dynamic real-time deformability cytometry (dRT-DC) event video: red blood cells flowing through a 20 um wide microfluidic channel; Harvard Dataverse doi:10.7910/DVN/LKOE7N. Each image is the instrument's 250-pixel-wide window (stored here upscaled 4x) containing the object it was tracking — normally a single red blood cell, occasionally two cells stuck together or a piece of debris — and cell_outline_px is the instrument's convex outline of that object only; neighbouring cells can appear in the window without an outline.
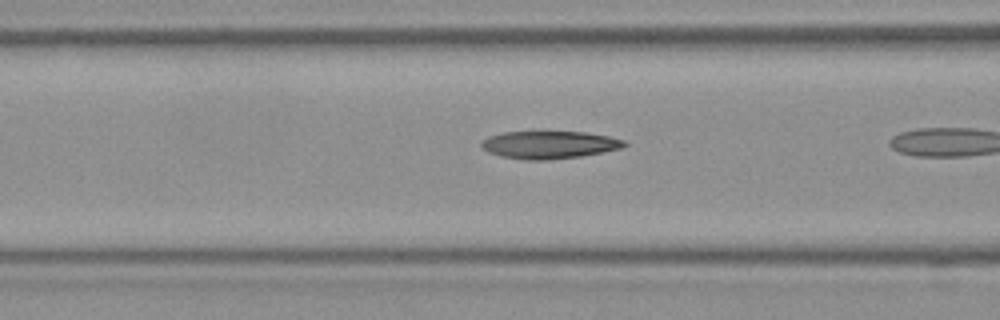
{"species": "Egyptian fruit bat (a non-hibernating species)", "species_latin": "Rousettus aegyptiacus", "temperature_condition": "room temperature", "stored_images_in_passage": 8, "camera_frame_rate_fps": 3000, "um_per_image_px": 0.085, "frame": {"image": 1, "passage_image": 6, "time_ms": 1.667, "image_size_px": [1000, 320], "cell_outline_px": [[628, 144], [620, 148], [580, 156], [548, 160], [524, 160], [500, 156], [488, 152], [480, 144], [488, 136], [504, 132], [584, 132], [608, 136], [624, 140]], "centroid_in_image_um": [46.66, 12.31], "position_along_channel_um": 119.9, "area_um2": 22.77}}